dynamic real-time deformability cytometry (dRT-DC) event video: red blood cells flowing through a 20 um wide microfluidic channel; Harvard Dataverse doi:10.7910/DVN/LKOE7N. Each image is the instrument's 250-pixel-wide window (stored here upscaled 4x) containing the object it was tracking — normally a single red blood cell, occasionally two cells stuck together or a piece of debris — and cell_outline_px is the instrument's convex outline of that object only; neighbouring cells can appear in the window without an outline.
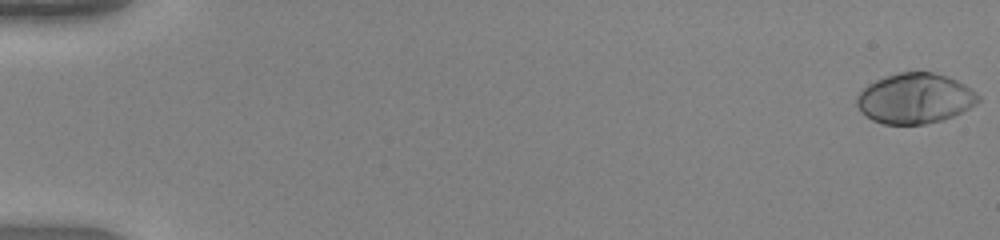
{"species": "human", "species_latin": "Homo sapiens", "temperature_condition": "warm", "stored_images_in_passage": 51, "camera_frame_rate_fps": 3000, "um_per_image_px": 0.085, "donor": {"sex": "female"}, "frame": {"image": 1, "passage_image": 1, "time_ms": 0.0, "image_size_px": [1000, 240], "cell_outline_px": [[980, 100], [976, 104], [952, 116], [940, 120], [924, 124], [884, 124], [872, 120], [860, 112], [856, 104], [856, 96], [868, 84], [884, 76], [900, 72], [932, 72], [948, 76], [964, 84], [976, 92], [980, 96]], "centroid_in_image_um": [77.75, 8.36], "position_along_channel_um": 7.3, "area_um2": 35.55}}
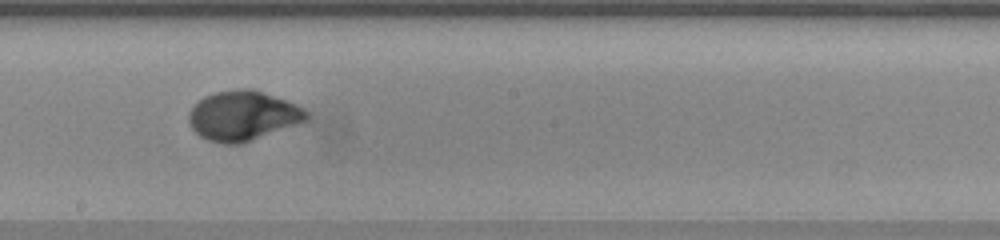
{"frame": {"image": 2, "passage_image": 30, "time_ms": 9.667, "image_size_px": [1000, 240], "cell_outline_px": [[312, 116], [304, 124], [240, 144], [224, 144], [208, 140], [200, 136], [192, 128], [188, 120], [188, 112], [204, 96], [216, 92], [236, 88], [252, 88], [296, 104], [312, 112]], "centroid_in_image_um": [20.74, 9.85], "position_along_channel_um": 227.5, "area_um2": 34.8}}
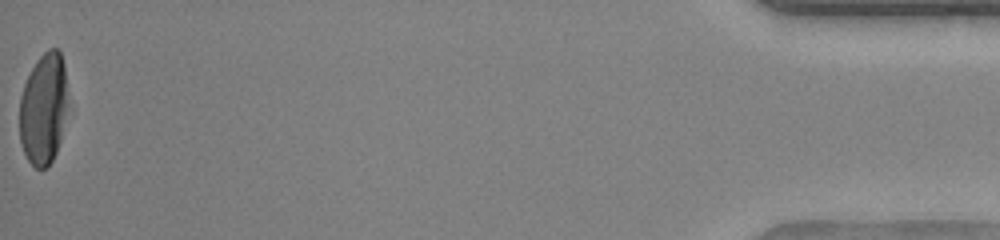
{"frame": {"image": 3, "passage_image": 51, "time_ms": 16.667, "image_size_px": [1000, 240], "cell_outline_px": [[64, 112], [60, 140], [56, 152], [48, 168], [36, 168], [28, 160], [24, 152], [20, 140], [20, 96], [24, 84], [36, 60], [48, 48], [56, 48], [60, 52], [64, 64]], "centroid_in_image_um": [3.64, 9.26], "position_along_channel_um": 431.6, "area_um2": 30.46}, "authors_computed_cell_mechanics": {"area_um2": 33.6974, "velocity_mm_per_s": 4.1899, "shape_relaxation_time_tau1_ms": 3.1659, "shape_relaxation_time_tau2_ms": null, "deformation_change_tau1": 0.2235, "deformation_change_tau2": null}}